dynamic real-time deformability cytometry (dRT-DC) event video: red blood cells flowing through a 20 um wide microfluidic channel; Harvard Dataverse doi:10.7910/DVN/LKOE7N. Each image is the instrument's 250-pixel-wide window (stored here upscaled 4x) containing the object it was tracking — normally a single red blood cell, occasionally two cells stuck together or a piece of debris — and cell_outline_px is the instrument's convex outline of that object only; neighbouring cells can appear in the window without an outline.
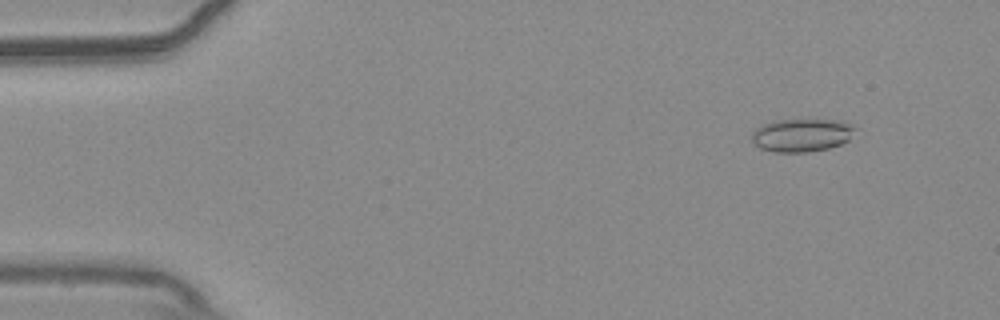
{"species": "common noctule bat (a hibernating species)", "species_latin": "Nyctalus noctula", "temperature_condition": "warm", "stored_images_in_passage": 55, "camera_frame_rate_fps": 3000, "um_per_image_px": 0.085, "animal": {"sex": "male", "body_mass_g": 20.4}, "frame": {"image": 1, "passage_image": 6, "time_ms": 1.667, "image_size_px": [1000, 320], "cell_outline_px": [[860, 128], [848, 140], [840, 144], [828, 148], [808, 152], [776, 152], [760, 148], [752, 140], [752, 132], [756, 128], [764, 124], [776, 120], [844, 120]], "centroid_in_image_um": [68.22, 11.47], "position_along_channel_um": 16.8, "area_um2": 20.06}}
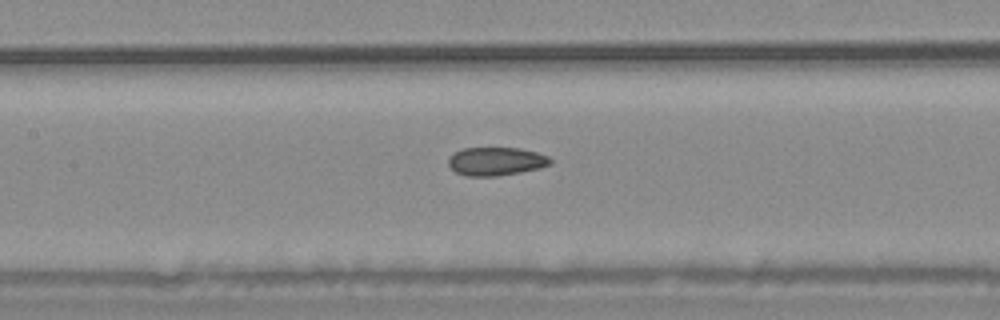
{"frame": {"image": 2, "passage_image": 26, "time_ms": 8.333, "image_size_px": [1000, 320], "cell_outline_px": [[552, 164], [540, 168], [520, 172], [496, 176], [468, 176], [456, 172], [448, 164], [448, 160], [456, 152], [464, 148], [520, 148], [536, 152], [548, 156], [552, 160]], "centroid_in_image_um": [42.2, 13.71], "position_along_channel_um": 165.2, "area_um2": 16.7}}
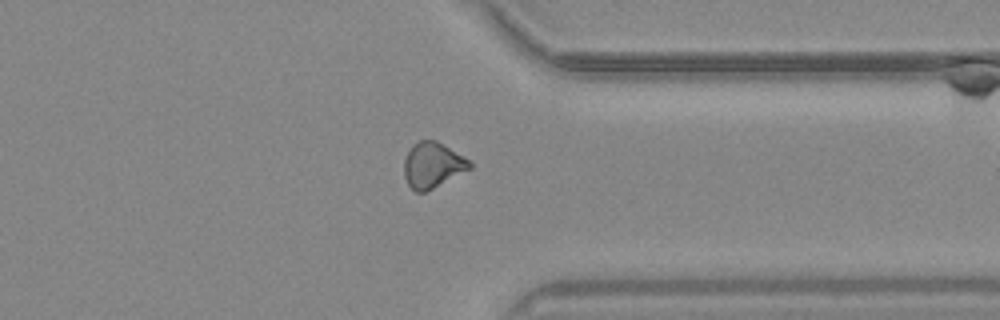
{"frame": {"image": 3, "passage_image": 43, "time_ms": 14.0, "image_size_px": [1000, 320], "cell_outline_px": [[472, 168], [424, 192], [416, 192], [408, 184], [404, 176], [404, 160], [412, 144], [420, 140], [436, 140], [464, 156], [472, 164]], "centroid_in_image_um": [36.76, 14.01], "position_along_channel_um": 374.6, "area_um2": 17.22}, "authors_computed_cell_mechanics": {"area_um2": 17.5712, "velocity_mm_per_s": 3.7463, "shape_relaxation_time_tau1_ms": null, "shape_relaxation_time_tau2_ms": 4.1075, "deformation_change_tau1": null, "deformation_change_tau2": 0.0962}}